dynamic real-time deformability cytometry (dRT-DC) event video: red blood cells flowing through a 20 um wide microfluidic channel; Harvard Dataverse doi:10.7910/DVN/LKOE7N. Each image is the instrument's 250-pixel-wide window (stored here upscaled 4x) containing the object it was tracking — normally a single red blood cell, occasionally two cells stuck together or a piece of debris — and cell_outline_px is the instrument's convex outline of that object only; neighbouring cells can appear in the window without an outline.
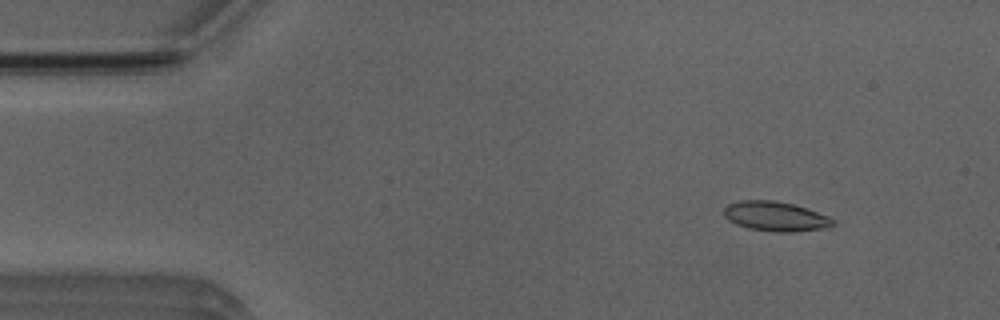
{"species": "Egyptian fruit bat (a non-hibernating species)", "species_latin": "Rousettus aegyptiacus", "temperature_condition": "room temperature", "stored_images_in_passage": 52, "camera_frame_rate_fps": 3000, "um_per_image_px": 0.085, "animal": {"sex": "male"}, "frame": {"image": 1, "passage_image": 6, "time_ms": 1.667, "image_size_px": [1000, 320], "cell_outline_px": [[836, 224], [828, 228], [796, 232], [776, 232], [748, 228], [736, 224], [728, 220], [724, 216], [724, 208], [728, 204], [740, 200], [772, 200], [792, 204], [828, 216], [836, 220]], "centroid_in_image_um": [65.93, 18.4], "position_along_channel_um": 19.1, "area_um2": 18.9}}
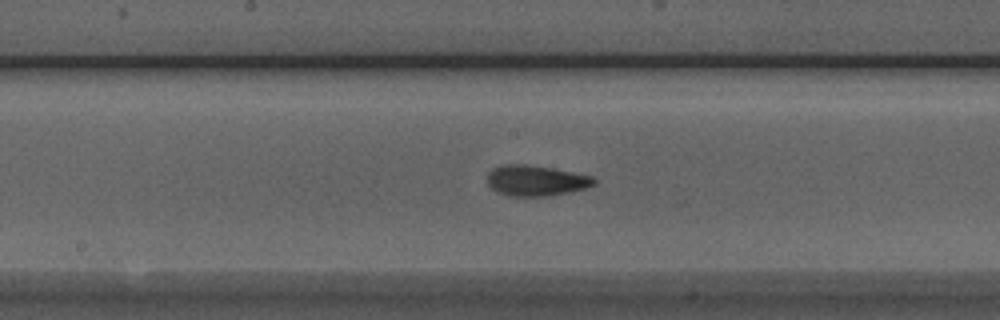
{"frame": {"image": 2, "passage_image": 26, "time_ms": 8.333, "image_size_px": [1000, 320], "cell_outline_px": [[596, 184], [588, 188], [548, 196], [508, 196], [496, 192], [488, 184], [488, 172], [492, 168], [500, 164], [528, 164], [552, 168], [592, 176], [596, 180]], "centroid_in_image_um": [45.54, 15.34], "position_along_channel_um": 202.7, "area_um2": 19.25}}
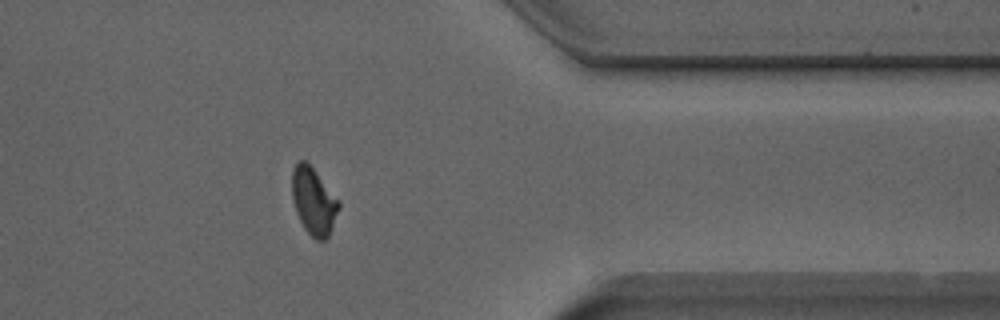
{"frame": {"image": 3, "passage_image": 41, "time_ms": 13.333, "image_size_px": [1000, 320], "cell_outline_px": [[340, 208], [328, 236], [324, 240], [316, 240], [304, 228], [296, 212], [292, 196], [292, 168], [300, 160], [304, 160], [312, 168], [340, 200]], "centroid_in_image_um": [26.66, 17.1], "position_along_channel_um": 384.7, "area_um2": 18.09}, "authors_computed_cell_mechanics": {"area_um2": 18.4382, "velocity_mm_per_s": 3.9991, "shape_relaxation_time_tau1_ms": 4.8879, "shape_relaxation_time_tau2_ms": 1.2872, "deformation_change_tau1": 0.1347, "deformation_change_tau2": 0.0677}}